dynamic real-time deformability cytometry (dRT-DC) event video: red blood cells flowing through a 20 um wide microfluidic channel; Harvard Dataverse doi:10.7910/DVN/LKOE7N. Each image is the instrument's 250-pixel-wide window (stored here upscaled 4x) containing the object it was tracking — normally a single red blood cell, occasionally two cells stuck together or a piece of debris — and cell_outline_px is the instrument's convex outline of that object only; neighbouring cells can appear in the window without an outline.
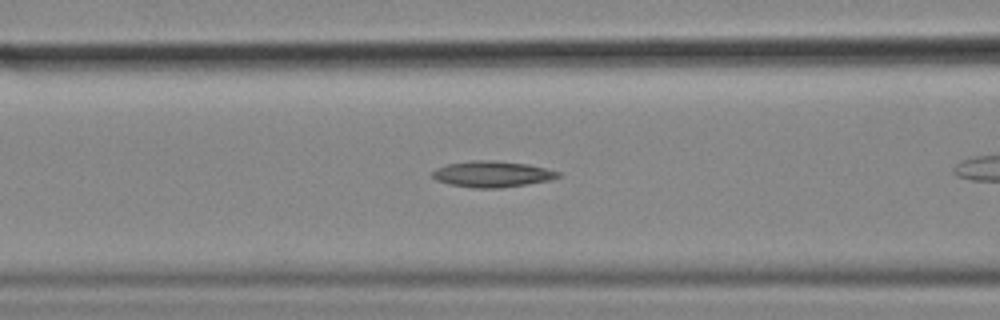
{"species": "common noctule bat (a hibernating species)", "species_latin": "Nyctalus noctula", "temperature_condition": "cold", "stored_images_in_passage": 32, "camera_frame_rate_fps": 3000, "um_per_image_px": 0.085, "animal": {"sex": "female", "body_mass_g": 18.4}, "frame": {"image": 1, "passage_image": 10, "time_ms": 3.0, "image_size_px": [1000, 320], "cell_outline_px": [[560, 176], [552, 180], [528, 184], [500, 188], [476, 188], [452, 184], [436, 180], [432, 176], [432, 172], [436, 168], [448, 164], [472, 160], [492, 160], [528, 164], [560, 172]], "centroid_in_image_um": [41.86, 14.79], "position_along_channel_um": 124.7, "area_um2": 19.02}}
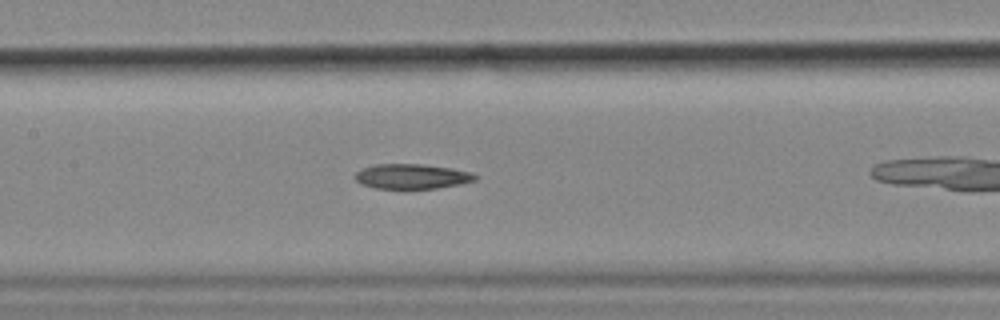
{"frame": {"image": 2, "passage_image": 14, "time_ms": 4.333, "image_size_px": [1000, 320], "cell_outline_px": [[480, 176], [476, 180], [460, 184], [436, 188], [376, 188], [360, 184], [352, 176], [356, 172], [364, 168], [376, 164], [420, 164], [452, 168], [472, 172]], "centroid_in_image_um": [35.02, 14.99], "position_along_channel_um": 172.4, "area_um2": 17.46}}